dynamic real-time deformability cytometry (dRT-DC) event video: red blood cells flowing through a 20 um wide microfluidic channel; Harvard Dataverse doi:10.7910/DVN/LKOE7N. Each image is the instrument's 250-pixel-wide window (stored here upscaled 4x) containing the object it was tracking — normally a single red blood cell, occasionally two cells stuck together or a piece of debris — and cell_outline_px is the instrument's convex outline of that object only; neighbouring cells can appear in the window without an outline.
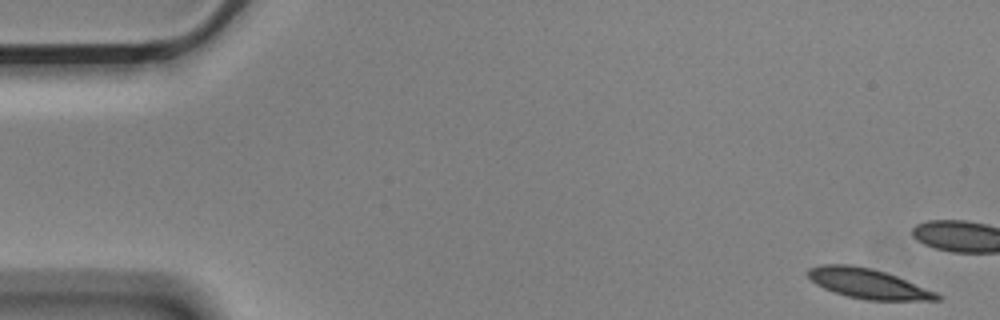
{"species": "Egyptian fruit bat (a non-hibernating species)", "species_latin": "Rousettus aegyptiacus", "temperature_condition": "cold", "stored_images_in_passage": 4, "camera_frame_rate_fps": 3000, "um_per_image_px": 0.085, "animal": {"sex": "male"}, "frame": {"image": 1, "passage_image": 1, "time_ms": 0.0, "image_size_px": [1000, 320], "cell_outline_px": [[944, 296], [940, 300], [868, 300], [848, 296], [824, 288], [816, 284], [808, 276], [808, 268], [824, 264], [852, 264], [872, 268], [896, 276], [936, 292]], "centroid_in_image_um": [73.8, 24.1], "position_along_channel_um": 11.2, "area_um2": 22.25}}